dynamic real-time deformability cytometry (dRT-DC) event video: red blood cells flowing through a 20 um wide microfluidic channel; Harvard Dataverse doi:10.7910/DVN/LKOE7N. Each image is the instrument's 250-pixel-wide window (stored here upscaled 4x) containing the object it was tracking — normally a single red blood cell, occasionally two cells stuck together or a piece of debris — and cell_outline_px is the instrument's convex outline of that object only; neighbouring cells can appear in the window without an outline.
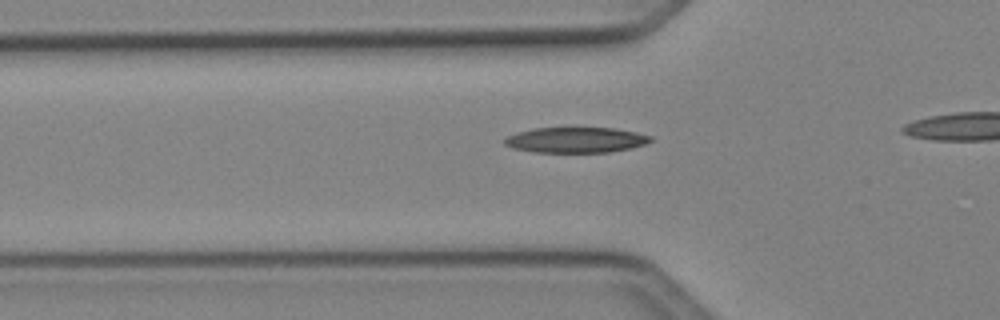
{"species": "Egyptian fruit bat (a non-hibernating species)", "species_latin": "Rousettus aegyptiacus", "temperature_condition": "cold", "stored_images_in_passage": 32, "camera_frame_rate_fps": 3000, "um_per_image_px": 0.085, "animal": {"sex": "female"}, "frame": {"image": 1, "passage_image": 9, "time_ms": 2.667, "image_size_px": [1000, 320], "cell_outline_px": [[652, 140], [644, 144], [628, 148], [608, 152], [536, 152], [512, 148], [504, 144], [504, 140], [508, 136], [516, 132], [532, 128], [612, 128], [636, 132], [652, 136]], "centroid_in_image_um": [48.91, 11.89], "position_along_channel_um": 76.9, "area_um2": 21.5}}
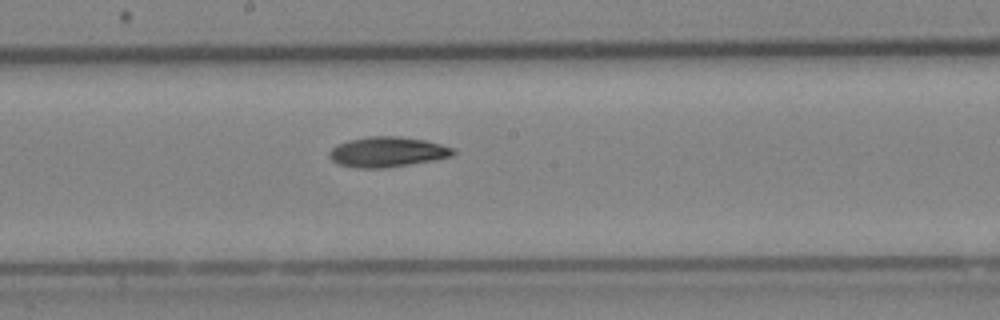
{"frame": {"image": 2, "passage_image": 19, "time_ms": 6.0, "image_size_px": [1000, 320], "cell_outline_px": [[456, 152], [452, 156], [432, 160], [384, 168], [356, 168], [336, 164], [328, 156], [328, 152], [336, 144], [348, 140], [368, 136], [400, 136], [424, 140], [456, 148]], "centroid_in_image_um": [32.88, 12.91], "position_along_channel_um": 215.3, "area_um2": 21.91}}
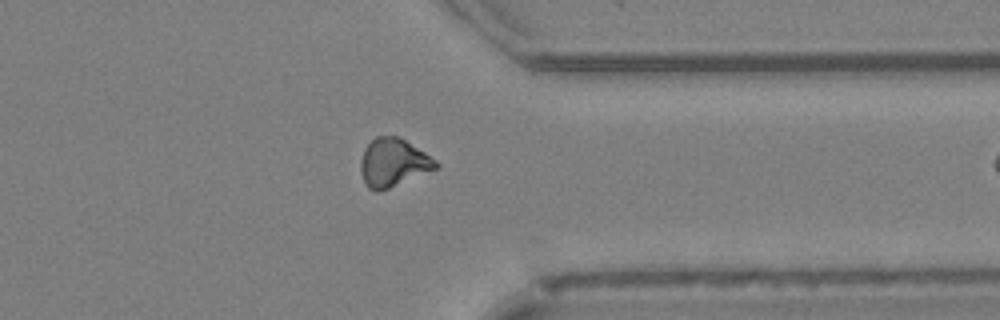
{"frame": {"image": 3, "passage_image": 31, "time_ms": 10.0, "image_size_px": [1000, 320], "cell_outline_px": [[440, 168], [388, 188], [368, 188], [364, 184], [360, 172], [360, 160], [364, 148], [376, 136], [400, 136], [436, 160], [440, 164]], "centroid_in_image_um": [33.44, 13.79], "position_along_channel_um": 378.0, "area_um2": 21.04}}